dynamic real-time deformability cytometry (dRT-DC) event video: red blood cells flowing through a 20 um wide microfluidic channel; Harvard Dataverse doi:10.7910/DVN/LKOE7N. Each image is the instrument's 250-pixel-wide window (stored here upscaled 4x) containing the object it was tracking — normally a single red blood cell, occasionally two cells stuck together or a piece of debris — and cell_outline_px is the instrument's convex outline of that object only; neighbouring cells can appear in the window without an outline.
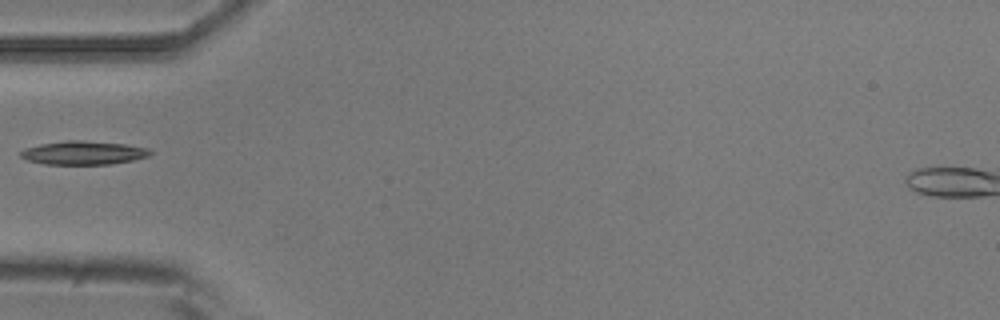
{"species": "common noctule bat (a hibernating species)", "species_latin": "Nyctalus noctula", "temperature_condition": "room temperature", "stored_images_in_passage": 37, "camera_frame_rate_fps": 3000, "um_per_image_px": 0.085, "animal": {"sex": "male", "body_mass_g": 20.5, "forearm_length_mm": 52.5}, "frame": {"image": 1, "passage_image": 1, "time_ms": 0.0, "image_size_px": [1000, 320], "cell_outline_px": [[152, 152], [148, 156], [132, 160], [108, 164], [44, 164], [28, 160], [20, 156], [20, 152], [24, 148], [40, 144], [64, 140], [84, 140], [124, 144], [148, 148]], "centroid_in_image_um": [7.06, 12.98], "position_along_channel_um": 77.9, "area_um2": 17.74}}
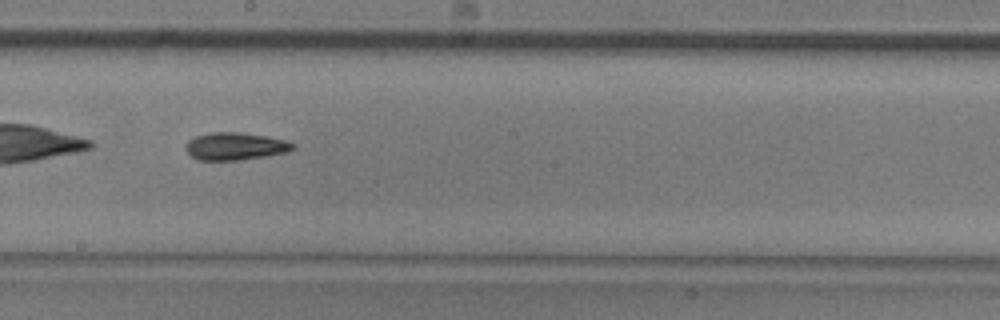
{"frame": {"image": 2, "passage_image": 13, "time_ms": 4.0, "image_size_px": [1000, 320], "cell_outline_px": [[296, 148], [288, 152], [240, 160], [196, 160], [188, 152], [188, 140], [196, 136], [212, 132], [240, 132], [264, 136], [284, 140], [296, 144]], "centroid_in_image_um": [20.03, 12.43], "position_along_channel_um": 228.2, "area_um2": 16.99}}
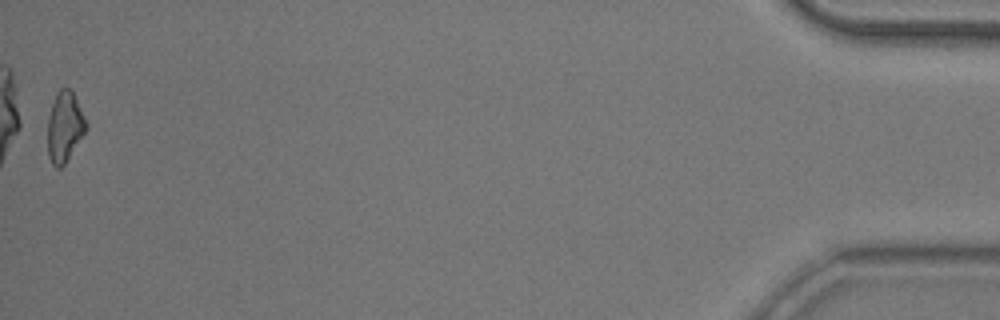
{"frame": {"image": 3, "passage_image": 37, "time_ms": 12.0, "image_size_px": [1000, 320], "cell_outline_px": [[88, 128], [64, 164], [60, 168], [56, 168], [52, 164], [48, 156], [48, 116], [56, 92], [60, 88], [68, 88], [72, 92], [88, 124]], "centroid_in_image_um": [5.49, 10.79], "position_along_channel_um": 429.7, "area_um2": 15.61}}